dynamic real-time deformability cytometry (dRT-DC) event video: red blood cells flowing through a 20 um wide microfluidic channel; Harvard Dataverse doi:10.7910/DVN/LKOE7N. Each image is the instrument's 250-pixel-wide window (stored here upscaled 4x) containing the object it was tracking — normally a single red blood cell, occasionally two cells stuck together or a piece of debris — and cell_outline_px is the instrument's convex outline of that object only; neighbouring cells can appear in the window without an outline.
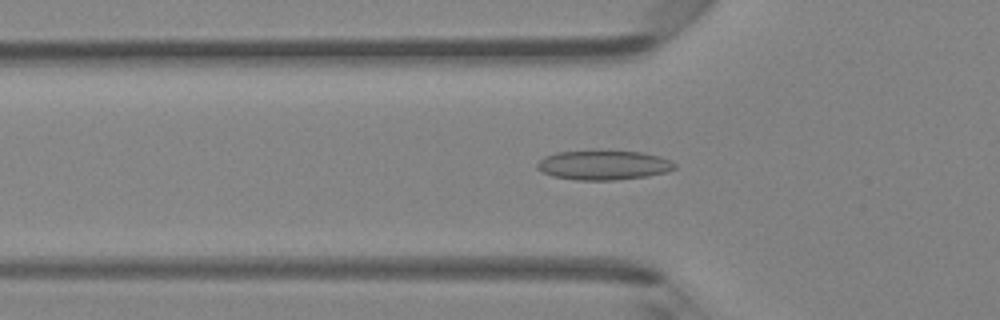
{"species": "Egyptian fruit bat (a non-hibernating species)", "species_latin": "Rousettus aegyptiacus", "temperature_condition": "room temperature", "stored_images_in_passage": 47, "camera_frame_rate_fps": 3000, "um_per_image_px": 0.085, "animal": {"sex": "female"}, "frame": {"image": 1, "passage_image": 16, "time_ms": 5.0, "image_size_px": [1000, 320], "cell_outline_px": [[676, 168], [668, 172], [648, 176], [612, 180], [576, 180], [552, 176], [536, 168], [536, 164], [544, 156], [556, 152], [600, 148], [640, 152], [660, 156], [672, 160], [676, 164]], "centroid_in_image_um": [51.31, 13.99], "position_along_channel_um": 74.5, "area_um2": 24.57}}
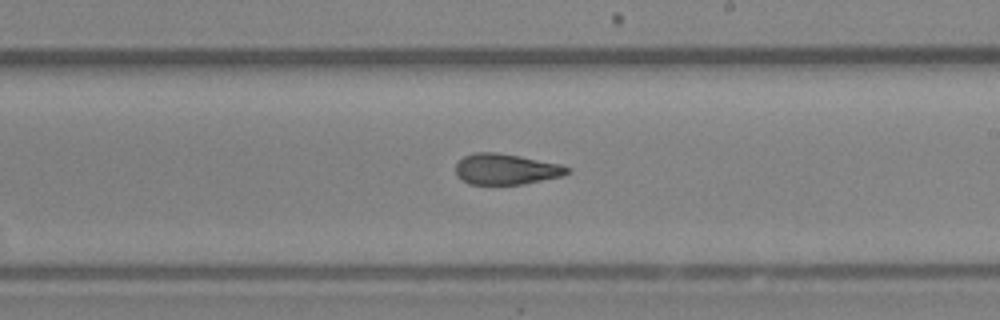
{"frame": {"image": 2, "passage_image": 28, "time_ms": 9.0, "image_size_px": [1000, 320], "cell_outline_px": [[572, 168], [564, 176], [524, 184], [468, 184], [460, 180], [456, 176], [456, 164], [464, 156], [472, 152], [496, 152], [520, 156], [560, 164]], "centroid_in_image_um": [43.0, 14.38], "position_along_channel_um": 246.0, "area_um2": 20.23}}
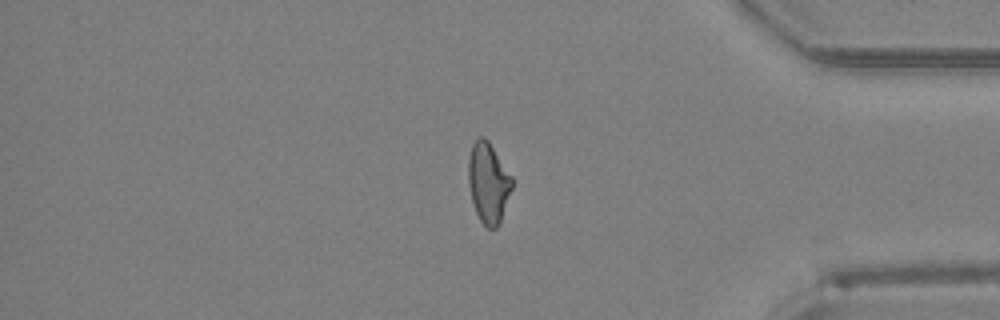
{"frame": {"image": 3, "passage_image": 40, "time_ms": 13.0, "image_size_px": [1000, 320], "cell_outline_px": [[512, 188], [500, 220], [496, 228], [488, 228], [480, 220], [476, 212], [472, 200], [468, 184], [468, 156], [472, 144], [480, 136], [484, 136], [488, 140], [512, 176]], "centroid_in_image_um": [41.49, 15.49], "position_along_channel_um": 393.7, "area_um2": 20.29}, "authors_computed_cell_mechanics": {"area_um2": 21.097, "velocity_mm_per_s": 4.3075, "shape_relaxation_time_tau1_ms": 10.1688, "shape_relaxation_time_tau2_ms": 1.9222, "deformation_change_tau1": 0.229, "deformation_change_tau2": 0.0966}}